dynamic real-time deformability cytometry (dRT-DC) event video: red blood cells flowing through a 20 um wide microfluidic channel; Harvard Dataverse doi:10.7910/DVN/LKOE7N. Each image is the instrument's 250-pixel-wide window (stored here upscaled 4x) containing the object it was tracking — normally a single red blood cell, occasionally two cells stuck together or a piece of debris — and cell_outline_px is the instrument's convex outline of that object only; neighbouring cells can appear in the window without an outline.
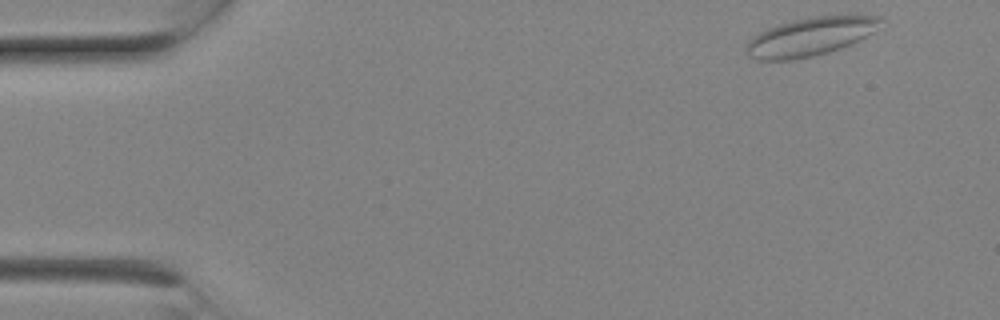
{"species": "Egyptian fruit bat (a non-hibernating species)", "species_latin": "Rousettus aegyptiacus", "temperature_condition": "room temperature", "stored_images_in_passage": 7, "camera_frame_rate_fps": 3000, "um_per_image_px": 0.085, "animal": {"sex": "female"}, "frame": {"image": 1, "passage_image": 1, "time_ms": 0.0, "image_size_px": [1000, 320], "cell_outline_px": [[884, 20], [872, 32], [840, 48], [828, 52], [812, 56], [792, 60], [756, 60], [748, 56], [744, 52], [744, 48], [748, 40], [752, 36], [776, 24], [792, 20], [812, 16], [880, 16]], "centroid_in_image_um": [68.76, 3.12], "position_along_channel_um": 16.2, "area_um2": 29.88}}
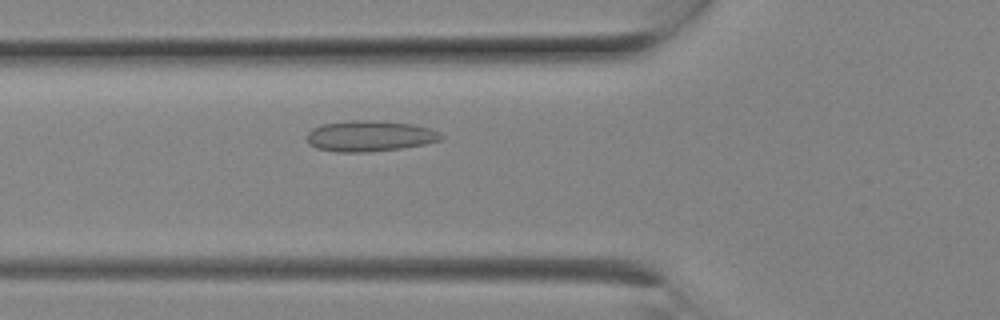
{"frame": {"image": 2, "passage_image": 7, "time_ms": 2.0, "image_size_px": [1000, 320], "cell_outline_px": [[444, 136], [440, 140], [424, 144], [400, 148], [368, 152], [336, 152], [316, 148], [308, 144], [308, 132], [312, 128], [324, 124], [348, 120], [368, 120], [412, 124], [432, 128], [440, 132]], "centroid_in_image_um": [31.43, 11.56], "position_along_channel_um": 94.4, "area_um2": 24.1}}